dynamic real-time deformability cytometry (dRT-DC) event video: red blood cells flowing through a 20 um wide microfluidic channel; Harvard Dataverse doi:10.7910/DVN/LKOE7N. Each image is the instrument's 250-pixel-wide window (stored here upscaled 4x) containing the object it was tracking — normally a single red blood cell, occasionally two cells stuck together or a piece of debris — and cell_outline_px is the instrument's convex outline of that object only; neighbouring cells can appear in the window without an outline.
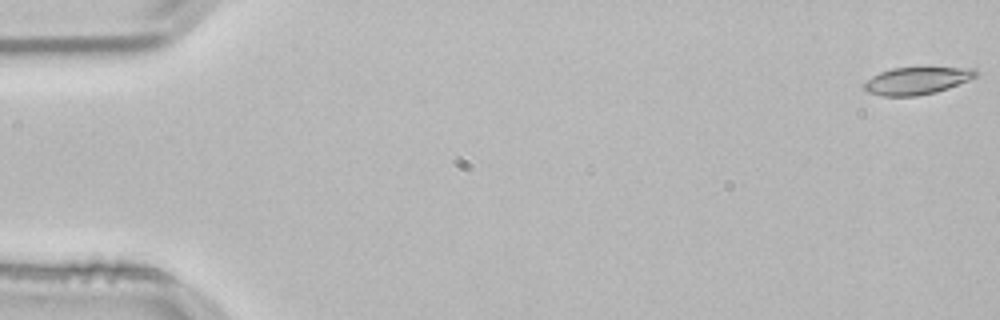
{"species": "common noctule bat (a hibernating species)", "species_latin": "Nyctalus noctula", "temperature_condition": "room temperature", "stored_images_in_passage": 54, "camera_frame_rate_fps": 3000, "um_per_image_px": 0.085, "animal": {"sex": "male", "body_mass_g": 21.5, "forearm_length_mm": 52.0}, "frame": {"image": 1, "passage_image": 1, "time_ms": 0.0, "image_size_px": [1000, 320], "cell_outline_px": [[980, 72], [976, 76], [968, 80], [948, 88], [936, 92], [916, 96], [884, 96], [868, 92], [860, 88], [860, 84], [872, 76], [880, 72], [892, 68], [976, 68]], "centroid_in_image_um": [77.88, 6.87], "position_along_channel_um": 7.1, "area_um2": 17.86}}
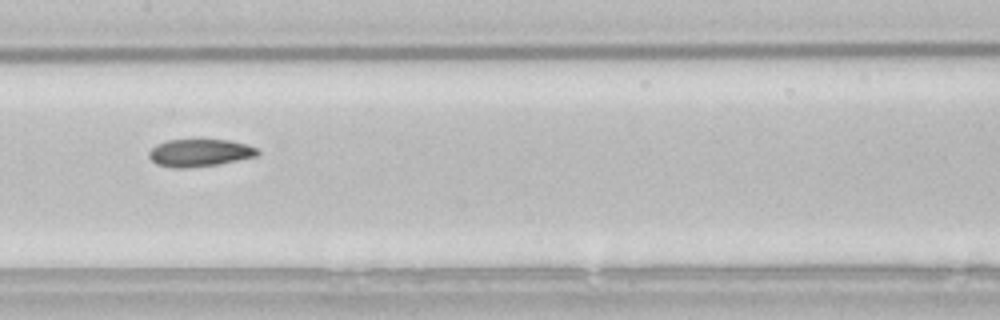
{"frame": {"image": 2, "passage_image": 27, "time_ms": 8.667, "image_size_px": [1000, 320], "cell_outline_px": [[260, 156], [220, 164], [188, 168], [172, 168], [156, 164], [148, 156], [148, 152], [156, 144], [164, 140], [228, 140], [248, 144], [256, 148], [260, 152]], "centroid_in_image_um": [16.99, 13.0], "position_along_channel_um": 190.4, "area_um2": 17.69}}
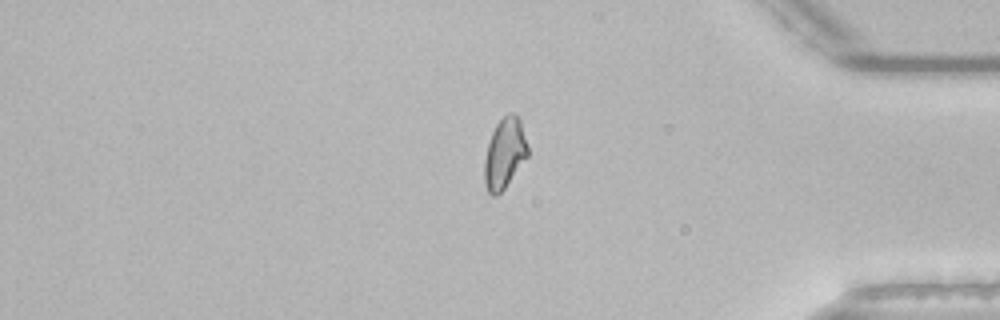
{"frame": {"image": 3, "passage_image": 45, "time_ms": 14.667, "image_size_px": [1000, 320], "cell_outline_px": [[528, 156], [504, 188], [496, 196], [492, 196], [488, 192], [484, 184], [484, 160], [488, 144], [492, 132], [496, 124], [508, 112], [512, 112], [520, 120], [528, 148]], "centroid_in_image_um": [42.87, 13.05], "position_along_channel_um": 392.3, "area_um2": 17.63}, "authors_computed_cell_mechanics": {"area_um2": 18.0336, "velocity_mm_per_s": 3.8071, "shape_relaxation_time_tau1_ms": null, "shape_relaxation_time_tau2_ms": 4.9302, "deformation_change_tau1": null, "deformation_change_tau2": 0.1105}}